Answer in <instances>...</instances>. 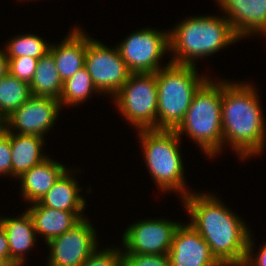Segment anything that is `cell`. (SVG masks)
I'll list each match as a JSON object with an SVG mask.
<instances>
[{
	"label": "cell",
	"instance_id": "obj_1",
	"mask_svg": "<svg viewBox=\"0 0 266 266\" xmlns=\"http://www.w3.org/2000/svg\"><path fill=\"white\" fill-rule=\"evenodd\" d=\"M181 200L191 216L189 224L209 245L217 261L222 266H242L250 235L245 222L213 194L193 192Z\"/></svg>",
	"mask_w": 266,
	"mask_h": 266
},
{
	"label": "cell",
	"instance_id": "obj_2",
	"mask_svg": "<svg viewBox=\"0 0 266 266\" xmlns=\"http://www.w3.org/2000/svg\"><path fill=\"white\" fill-rule=\"evenodd\" d=\"M250 83L222 80L223 144L241 159L260 154L266 143V123L256 88Z\"/></svg>",
	"mask_w": 266,
	"mask_h": 266
},
{
	"label": "cell",
	"instance_id": "obj_3",
	"mask_svg": "<svg viewBox=\"0 0 266 266\" xmlns=\"http://www.w3.org/2000/svg\"><path fill=\"white\" fill-rule=\"evenodd\" d=\"M224 16H193L169 30L171 63L196 66V60L210 56L238 41Z\"/></svg>",
	"mask_w": 266,
	"mask_h": 266
},
{
	"label": "cell",
	"instance_id": "obj_4",
	"mask_svg": "<svg viewBox=\"0 0 266 266\" xmlns=\"http://www.w3.org/2000/svg\"><path fill=\"white\" fill-rule=\"evenodd\" d=\"M222 80L208 79L194 94L183 121L174 130L184 133L208 156L216 157L223 147L221 121Z\"/></svg>",
	"mask_w": 266,
	"mask_h": 266
},
{
	"label": "cell",
	"instance_id": "obj_5",
	"mask_svg": "<svg viewBox=\"0 0 266 266\" xmlns=\"http://www.w3.org/2000/svg\"><path fill=\"white\" fill-rule=\"evenodd\" d=\"M196 66L168 62L156 72L157 130H175L183 121L194 94L209 79Z\"/></svg>",
	"mask_w": 266,
	"mask_h": 266
},
{
	"label": "cell",
	"instance_id": "obj_6",
	"mask_svg": "<svg viewBox=\"0 0 266 266\" xmlns=\"http://www.w3.org/2000/svg\"><path fill=\"white\" fill-rule=\"evenodd\" d=\"M146 166L160 190L181 193L191 192L185 187L184 166L179 149L181 140L174 130H138Z\"/></svg>",
	"mask_w": 266,
	"mask_h": 266
},
{
	"label": "cell",
	"instance_id": "obj_7",
	"mask_svg": "<svg viewBox=\"0 0 266 266\" xmlns=\"http://www.w3.org/2000/svg\"><path fill=\"white\" fill-rule=\"evenodd\" d=\"M122 116L138 130H157L156 73H131L113 96Z\"/></svg>",
	"mask_w": 266,
	"mask_h": 266
},
{
	"label": "cell",
	"instance_id": "obj_8",
	"mask_svg": "<svg viewBox=\"0 0 266 266\" xmlns=\"http://www.w3.org/2000/svg\"><path fill=\"white\" fill-rule=\"evenodd\" d=\"M131 73H156L159 61L170 51L169 31L143 28L126 37L118 46Z\"/></svg>",
	"mask_w": 266,
	"mask_h": 266
},
{
	"label": "cell",
	"instance_id": "obj_9",
	"mask_svg": "<svg viewBox=\"0 0 266 266\" xmlns=\"http://www.w3.org/2000/svg\"><path fill=\"white\" fill-rule=\"evenodd\" d=\"M88 36L87 34L85 67L98 93H108L113 97L128 80L131 72L117 46L109 48Z\"/></svg>",
	"mask_w": 266,
	"mask_h": 266
},
{
	"label": "cell",
	"instance_id": "obj_10",
	"mask_svg": "<svg viewBox=\"0 0 266 266\" xmlns=\"http://www.w3.org/2000/svg\"><path fill=\"white\" fill-rule=\"evenodd\" d=\"M180 224L165 218L131 224L123 234V254L168 255L174 233Z\"/></svg>",
	"mask_w": 266,
	"mask_h": 266
},
{
	"label": "cell",
	"instance_id": "obj_11",
	"mask_svg": "<svg viewBox=\"0 0 266 266\" xmlns=\"http://www.w3.org/2000/svg\"><path fill=\"white\" fill-rule=\"evenodd\" d=\"M96 231L87 218L47 243V266H81L98 248Z\"/></svg>",
	"mask_w": 266,
	"mask_h": 266
},
{
	"label": "cell",
	"instance_id": "obj_12",
	"mask_svg": "<svg viewBox=\"0 0 266 266\" xmlns=\"http://www.w3.org/2000/svg\"><path fill=\"white\" fill-rule=\"evenodd\" d=\"M61 109L57 99L32 95L7 118V130L43 137L55 124Z\"/></svg>",
	"mask_w": 266,
	"mask_h": 266
},
{
	"label": "cell",
	"instance_id": "obj_13",
	"mask_svg": "<svg viewBox=\"0 0 266 266\" xmlns=\"http://www.w3.org/2000/svg\"><path fill=\"white\" fill-rule=\"evenodd\" d=\"M168 257L171 266H222L189 223L180 224L176 229Z\"/></svg>",
	"mask_w": 266,
	"mask_h": 266
},
{
	"label": "cell",
	"instance_id": "obj_14",
	"mask_svg": "<svg viewBox=\"0 0 266 266\" xmlns=\"http://www.w3.org/2000/svg\"><path fill=\"white\" fill-rule=\"evenodd\" d=\"M240 39L249 35L266 36V0H217ZM248 35V36H247Z\"/></svg>",
	"mask_w": 266,
	"mask_h": 266
},
{
	"label": "cell",
	"instance_id": "obj_15",
	"mask_svg": "<svg viewBox=\"0 0 266 266\" xmlns=\"http://www.w3.org/2000/svg\"><path fill=\"white\" fill-rule=\"evenodd\" d=\"M72 30L58 45L50 44L49 49V52L54 57L62 82L72 77L79 69L85 66L86 32L76 27Z\"/></svg>",
	"mask_w": 266,
	"mask_h": 266
},
{
	"label": "cell",
	"instance_id": "obj_16",
	"mask_svg": "<svg viewBox=\"0 0 266 266\" xmlns=\"http://www.w3.org/2000/svg\"><path fill=\"white\" fill-rule=\"evenodd\" d=\"M26 212L16 218H0V224L4 228L9 243V264L22 266L25 261L26 251L34 247L36 232L31 215Z\"/></svg>",
	"mask_w": 266,
	"mask_h": 266
},
{
	"label": "cell",
	"instance_id": "obj_17",
	"mask_svg": "<svg viewBox=\"0 0 266 266\" xmlns=\"http://www.w3.org/2000/svg\"><path fill=\"white\" fill-rule=\"evenodd\" d=\"M32 204L27 211L32 217L36 235H43L46 243L64 234L81 219L85 218L82 214L83 212H68L52 209L46 206H40L37 202Z\"/></svg>",
	"mask_w": 266,
	"mask_h": 266
},
{
	"label": "cell",
	"instance_id": "obj_18",
	"mask_svg": "<svg viewBox=\"0 0 266 266\" xmlns=\"http://www.w3.org/2000/svg\"><path fill=\"white\" fill-rule=\"evenodd\" d=\"M66 170L63 164L46 158L18 178L21 180V196L29 203L38 202Z\"/></svg>",
	"mask_w": 266,
	"mask_h": 266
},
{
	"label": "cell",
	"instance_id": "obj_19",
	"mask_svg": "<svg viewBox=\"0 0 266 266\" xmlns=\"http://www.w3.org/2000/svg\"><path fill=\"white\" fill-rule=\"evenodd\" d=\"M43 144L45 142L41 136L10 132L13 177L20 178L25 172L48 158L41 153Z\"/></svg>",
	"mask_w": 266,
	"mask_h": 266
},
{
	"label": "cell",
	"instance_id": "obj_20",
	"mask_svg": "<svg viewBox=\"0 0 266 266\" xmlns=\"http://www.w3.org/2000/svg\"><path fill=\"white\" fill-rule=\"evenodd\" d=\"M70 171L66 170L37 202L40 206L68 212H83L86 200L79 193L82 189L79 188L75 177L70 175Z\"/></svg>",
	"mask_w": 266,
	"mask_h": 266
},
{
	"label": "cell",
	"instance_id": "obj_21",
	"mask_svg": "<svg viewBox=\"0 0 266 266\" xmlns=\"http://www.w3.org/2000/svg\"><path fill=\"white\" fill-rule=\"evenodd\" d=\"M62 86L63 82L56 68L54 57L48 52L38 60L33 79L30 82L31 94L59 100Z\"/></svg>",
	"mask_w": 266,
	"mask_h": 266
},
{
	"label": "cell",
	"instance_id": "obj_22",
	"mask_svg": "<svg viewBox=\"0 0 266 266\" xmlns=\"http://www.w3.org/2000/svg\"><path fill=\"white\" fill-rule=\"evenodd\" d=\"M31 96L29 83L15 78L9 72L0 78V112L6 118Z\"/></svg>",
	"mask_w": 266,
	"mask_h": 266
},
{
	"label": "cell",
	"instance_id": "obj_23",
	"mask_svg": "<svg viewBox=\"0 0 266 266\" xmlns=\"http://www.w3.org/2000/svg\"><path fill=\"white\" fill-rule=\"evenodd\" d=\"M95 91V92H94ZM97 93L91 76L84 66L79 69L72 77L63 82L61 97L59 99L61 106L82 104L90 95Z\"/></svg>",
	"mask_w": 266,
	"mask_h": 266
},
{
	"label": "cell",
	"instance_id": "obj_24",
	"mask_svg": "<svg viewBox=\"0 0 266 266\" xmlns=\"http://www.w3.org/2000/svg\"><path fill=\"white\" fill-rule=\"evenodd\" d=\"M50 43H47L38 35L23 34L12 38L3 51L6 57L27 56L32 58H40L46 55L50 49Z\"/></svg>",
	"mask_w": 266,
	"mask_h": 266
},
{
	"label": "cell",
	"instance_id": "obj_25",
	"mask_svg": "<svg viewBox=\"0 0 266 266\" xmlns=\"http://www.w3.org/2000/svg\"><path fill=\"white\" fill-rule=\"evenodd\" d=\"M7 58L9 73L15 78L30 84L33 79L39 58L27 56Z\"/></svg>",
	"mask_w": 266,
	"mask_h": 266
},
{
	"label": "cell",
	"instance_id": "obj_26",
	"mask_svg": "<svg viewBox=\"0 0 266 266\" xmlns=\"http://www.w3.org/2000/svg\"><path fill=\"white\" fill-rule=\"evenodd\" d=\"M81 266H123V252L114 247L96 249Z\"/></svg>",
	"mask_w": 266,
	"mask_h": 266
},
{
	"label": "cell",
	"instance_id": "obj_27",
	"mask_svg": "<svg viewBox=\"0 0 266 266\" xmlns=\"http://www.w3.org/2000/svg\"><path fill=\"white\" fill-rule=\"evenodd\" d=\"M123 266H171L168 255L123 254Z\"/></svg>",
	"mask_w": 266,
	"mask_h": 266
},
{
	"label": "cell",
	"instance_id": "obj_28",
	"mask_svg": "<svg viewBox=\"0 0 266 266\" xmlns=\"http://www.w3.org/2000/svg\"><path fill=\"white\" fill-rule=\"evenodd\" d=\"M5 174L12 176V153L8 130L0 136V175Z\"/></svg>",
	"mask_w": 266,
	"mask_h": 266
},
{
	"label": "cell",
	"instance_id": "obj_29",
	"mask_svg": "<svg viewBox=\"0 0 266 266\" xmlns=\"http://www.w3.org/2000/svg\"><path fill=\"white\" fill-rule=\"evenodd\" d=\"M251 237L252 236L250 234L247 242V253L243 266H266V244L261 246V249L257 253V257H254V242L251 240Z\"/></svg>",
	"mask_w": 266,
	"mask_h": 266
},
{
	"label": "cell",
	"instance_id": "obj_30",
	"mask_svg": "<svg viewBox=\"0 0 266 266\" xmlns=\"http://www.w3.org/2000/svg\"><path fill=\"white\" fill-rule=\"evenodd\" d=\"M0 256L9 263V243L6 232L0 224Z\"/></svg>",
	"mask_w": 266,
	"mask_h": 266
},
{
	"label": "cell",
	"instance_id": "obj_31",
	"mask_svg": "<svg viewBox=\"0 0 266 266\" xmlns=\"http://www.w3.org/2000/svg\"><path fill=\"white\" fill-rule=\"evenodd\" d=\"M9 72L8 58L3 50H0V78H3Z\"/></svg>",
	"mask_w": 266,
	"mask_h": 266
},
{
	"label": "cell",
	"instance_id": "obj_32",
	"mask_svg": "<svg viewBox=\"0 0 266 266\" xmlns=\"http://www.w3.org/2000/svg\"><path fill=\"white\" fill-rule=\"evenodd\" d=\"M7 130V118L0 112V136Z\"/></svg>",
	"mask_w": 266,
	"mask_h": 266
},
{
	"label": "cell",
	"instance_id": "obj_33",
	"mask_svg": "<svg viewBox=\"0 0 266 266\" xmlns=\"http://www.w3.org/2000/svg\"><path fill=\"white\" fill-rule=\"evenodd\" d=\"M0 266H11L3 257L0 256Z\"/></svg>",
	"mask_w": 266,
	"mask_h": 266
}]
</instances>
